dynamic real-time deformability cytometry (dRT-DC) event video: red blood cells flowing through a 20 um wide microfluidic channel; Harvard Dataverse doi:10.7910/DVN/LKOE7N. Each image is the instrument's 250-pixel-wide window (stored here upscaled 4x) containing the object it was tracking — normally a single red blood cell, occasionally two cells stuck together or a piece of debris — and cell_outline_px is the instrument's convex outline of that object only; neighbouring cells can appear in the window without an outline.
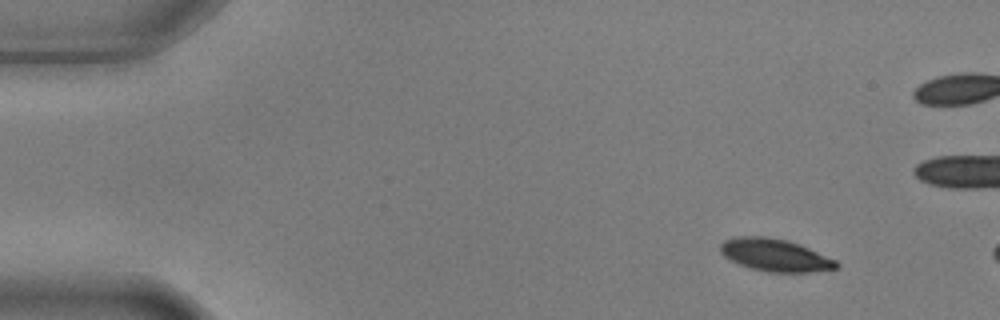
{"species": "common noctule bat (a hibernating species)", "species_latin": "Nyctalus noctula", "temperature_condition": "warm", "stored_images_in_passage": 3, "camera_frame_rate_fps": 3000, "um_per_image_px": 0.085, "animal": {"sex": "male", "body_mass_g": 17.9, "forearm_length_mm": 54.2}, "frame": {"image": 1, "passage_image": 1, "time_ms": 0.0, "image_size_px": [1000, 320], "cell_outline_px": [[840, 268], [808, 272], [768, 272], [752, 268], [740, 264], [724, 256], [720, 252], [720, 244], [724, 240], [736, 236], [764, 236], [788, 240], [800, 244], [836, 260], [840, 264]], "centroid_in_image_um": [65.9, 21.67], "position_along_channel_um": 19.1, "area_um2": 21.96}}